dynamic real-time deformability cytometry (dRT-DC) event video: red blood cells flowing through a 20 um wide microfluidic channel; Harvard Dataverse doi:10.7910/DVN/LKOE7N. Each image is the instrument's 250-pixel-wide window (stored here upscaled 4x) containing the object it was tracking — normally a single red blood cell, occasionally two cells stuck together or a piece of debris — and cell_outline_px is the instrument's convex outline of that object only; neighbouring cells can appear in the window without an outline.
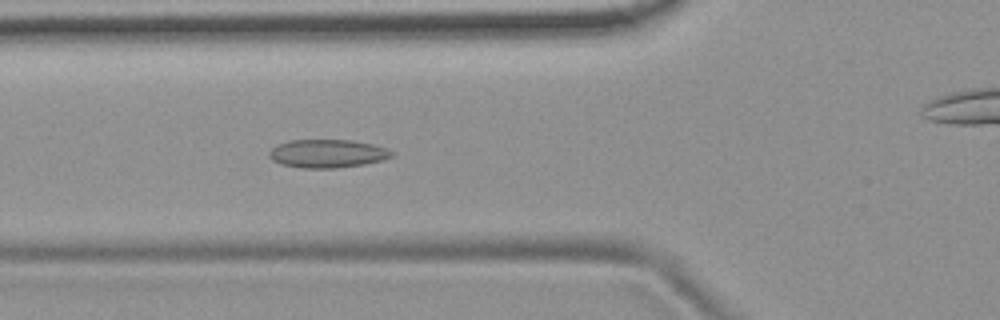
{"species": "common noctule bat (a hibernating species)", "species_latin": "Nyctalus noctula", "temperature_condition": "room temperature", "stored_images_in_passage": 42, "camera_frame_rate_fps": 3000, "um_per_image_px": 0.085, "animal": {"sex": "female", "body_mass_g": 19.9}, "frame": {"image": 1, "passage_image": 7, "time_ms": 2.0, "image_size_px": [1000, 320], "cell_outline_px": [[396, 152], [392, 156], [384, 160], [364, 164], [336, 168], [300, 168], [280, 164], [272, 160], [268, 156], [268, 152], [276, 144], [288, 140], [352, 140], [372, 144], [388, 148]], "centroid_in_image_um": [27.83, 13.05], "position_along_channel_um": 98.0, "area_um2": 20.52}}
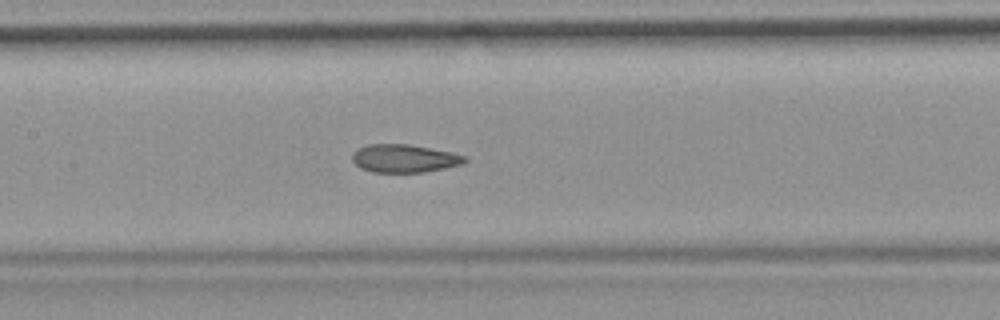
{"frame": {"image": 2, "passage_image": 13, "time_ms": 4.0, "image_size_px": [1000, 320], "cell_outline_px": [[468, 160], [464, 164], [424, 172], [372, 172], [360, 168], [352, 160], [352, 152], [368, 144], [408, 144], [452, 152], [468, 156]], "centroid_in_image_um": [34.4, 13.47], "position_along_channel_um": 173.0, "area_um2": 18.5}}
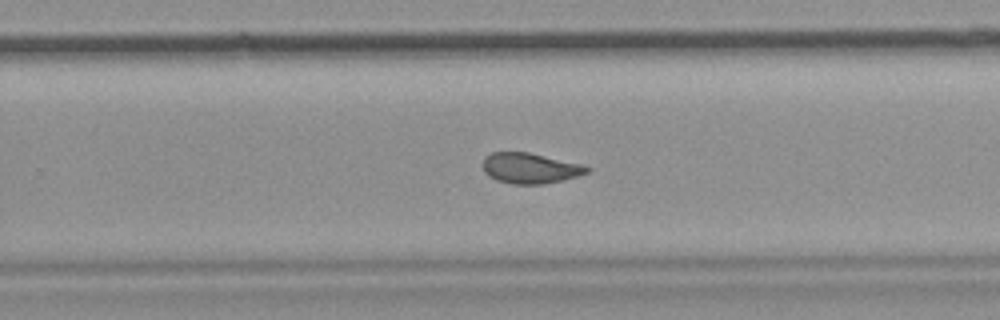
{"frame": {"image": 3, "passage_image": 22, "time_ms": 7.0, "image_size_px": [1000, 320], "cell_outline_px": [[592, 172], [564, 180], [544, 184], [512, 184], [496, 180], [488, 176], [484, 172], [484, 156], [492, 152], [528, 152], [584, 164], [592, 168]], "centroid_in_image_um": [45.12, 14.3], "position_along_channel_um": 284.7, "area_um2": 18.84}, "authors_computed_cell_mechanics": {"area_um2": 19.074, "velocity_mm_per_s": 3.7467, "shape_relaxation_time_tau1_ms": null, "shape_relaxation_time_tau2_ms": 3.087, "deformation_change_tau1": null, "deformation_change_tau2": 0.0641}}